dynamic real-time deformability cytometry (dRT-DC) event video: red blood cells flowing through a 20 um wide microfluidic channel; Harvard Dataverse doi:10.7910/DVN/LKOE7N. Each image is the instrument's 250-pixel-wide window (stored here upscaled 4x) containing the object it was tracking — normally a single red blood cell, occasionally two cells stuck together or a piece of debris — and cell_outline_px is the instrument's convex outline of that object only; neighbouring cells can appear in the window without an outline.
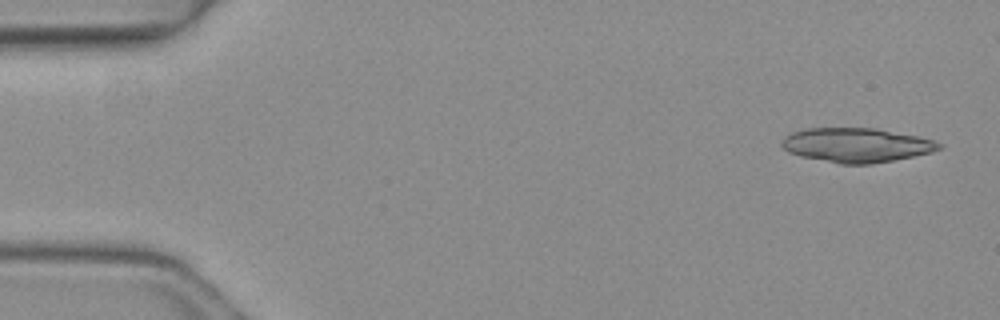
{"species": "common noctule bat (a hibernating species)", "species_latin": "Nyctalus noctula", "temperature_condition": "warm", "stored_images_in_passage": 5, "camera_frame_rate_fps": 3000, "um_per_image_px": 0.085, "animal": {"sex": "female", "body_mass_g": 19.3, "forearm_length_mm": 54.1}, "frame": {"image": 1, "passage_image": 1, "time_ms": 0.0, "image_size_px": [1000, 320], "cell_outline_px": [[944, 144], [940, 148], [932, 152], [872, 164], [840, 164], [800, 156], [788, 152], [780, 144], [784, 136], [792, 132], [808, 128], [876, 128], [916, 136], [932, 140]], "centroid_in_image_um": [72.76, 12.33], "position_along_channel_um": 12.2, "area_um2": 31.33}}